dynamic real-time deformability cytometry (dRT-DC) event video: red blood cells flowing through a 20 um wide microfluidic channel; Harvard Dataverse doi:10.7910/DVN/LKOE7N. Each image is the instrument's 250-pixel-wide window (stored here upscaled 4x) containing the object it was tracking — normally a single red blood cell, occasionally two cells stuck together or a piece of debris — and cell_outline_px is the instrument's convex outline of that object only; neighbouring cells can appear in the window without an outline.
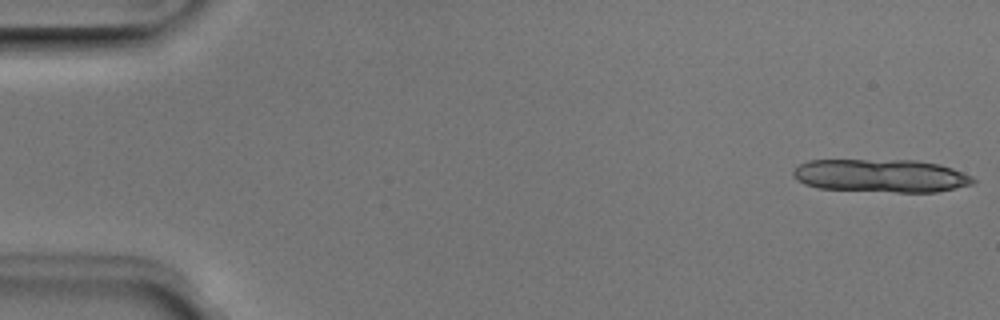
{"species": "Egyptian fruit bat (a non-hibernating species)", "species_latin": "Rousettus aegyptiacus", "temperature_condition": "room temperature", "stored_images_in_passage": 12, "camera_frame_rate_fps": 3000, "um_per_image_px": 0.085, "animal": {"sex": "male"}, "frame": {"image": 1, "passage_image": 1, "time_ms": 0.0, "image_size_px": [1000, 320], "cell_outline_px": [[976, 180], [972, 184], [936, 192], [896, 192], [820, 188], [804, 184], [796, 180], [792, 176], [792, 172], [800, 164], [808, 160], [916, 160], [940, 164], [952, 168], [972, 176]], "centroid_in_image_um": [74.87, 14.93], "position_along_channel_um": 10.1, "area_um2": 34.74}}